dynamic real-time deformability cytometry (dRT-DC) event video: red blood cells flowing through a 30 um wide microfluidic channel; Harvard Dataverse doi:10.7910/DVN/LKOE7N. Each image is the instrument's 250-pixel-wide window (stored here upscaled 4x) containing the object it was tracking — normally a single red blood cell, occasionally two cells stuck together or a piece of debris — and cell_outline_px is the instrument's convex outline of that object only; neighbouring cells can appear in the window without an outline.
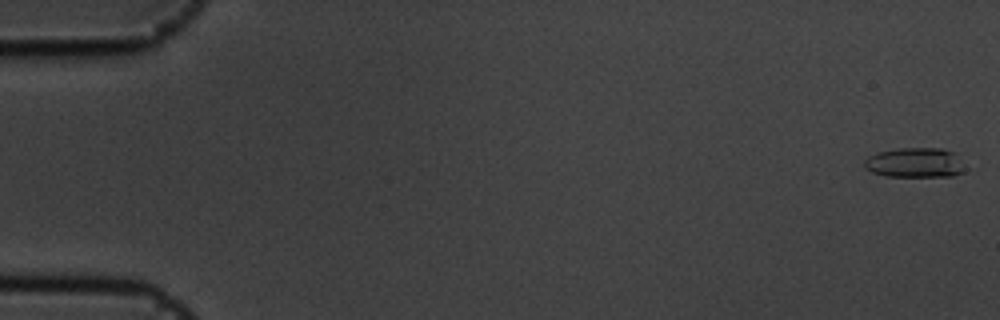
{"species": "common noctule bat (a hibernating species)", "species_latin": "Nyctalus noctula", "temperature_condition": "cold", "stored_images_in_passage": 56, "camera_frame_rate_fps": 3000, "um_per_image_px": 0.085, "animal": {"sex": "male", "body_mass_g": 19.5, "forearm_length_mm": 54.6}, "frame": {"image": 1, "passage_image": 1, "time_ms": 0.0, "image_size_px": [1000, 320], "cell_outline_px": [[968, 168], [964, 172], [952, 176], [888, 176], [872, 172], [864, 168], [864, 160], [868, 156], [876, 152], [896, 148], [940, 148], [956, 152]], "centroid_in_image_um": [77.82, 13.82], "position_along_channel_um": 7.2, "area_um2": 17.92}}
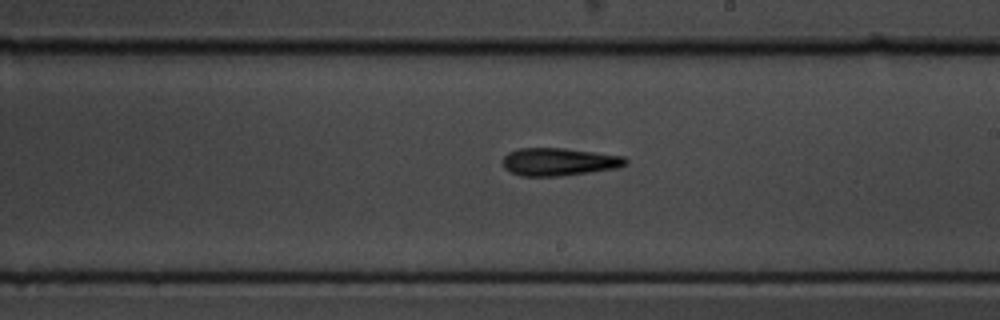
{"frame": {"image": 2, "passage_image": 33, "time_ms": 10.667, "image_size_px": [1000, 320], "cell_outline_px": [[628, 164], [616, 168], [560, 176], [520, 176], [504, 168], [504, 156], [508, 152], [520, 148], [564, 148], [624, 156], [628, 160]], "centroid_in_image_um": [47.52, 13.75], "position_along_channel_um": 241.5, "area_um2": 19.77}}
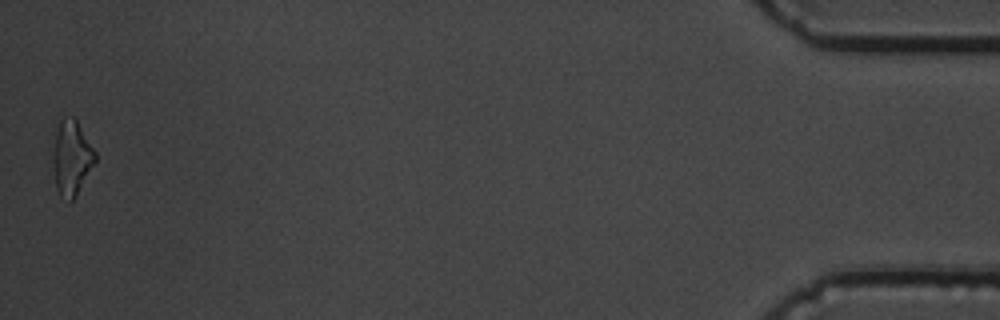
{"frame": {"image": 3, "passage_image": 56, "time_ms": 18.333, "image_size_px": [1000, 320], "cell_outline_px": [[96, 160], [76, 196], [68, 204], [60, 196], [56, 188], [52, 164], [52, 152], [56, 132], [60, 120], [64, 116], [72, 116], [76, 120], [96, 152]], "centroid_in_image_um": [6.06, 13.45], "position_along_channel_um": 429.1, "area_um2": 18.55}, "authors_computed_cell_mechanics": {"area_um2": 18.6694, "velocity_mm_per_s": 3.6125, "shape_relaxation_time_tau1_ms": 8.4769, "shape_relaxation_time_tau2_ms": null, "deformation_change_tau1": 0.1944, "deformation_change_tau2": null}}